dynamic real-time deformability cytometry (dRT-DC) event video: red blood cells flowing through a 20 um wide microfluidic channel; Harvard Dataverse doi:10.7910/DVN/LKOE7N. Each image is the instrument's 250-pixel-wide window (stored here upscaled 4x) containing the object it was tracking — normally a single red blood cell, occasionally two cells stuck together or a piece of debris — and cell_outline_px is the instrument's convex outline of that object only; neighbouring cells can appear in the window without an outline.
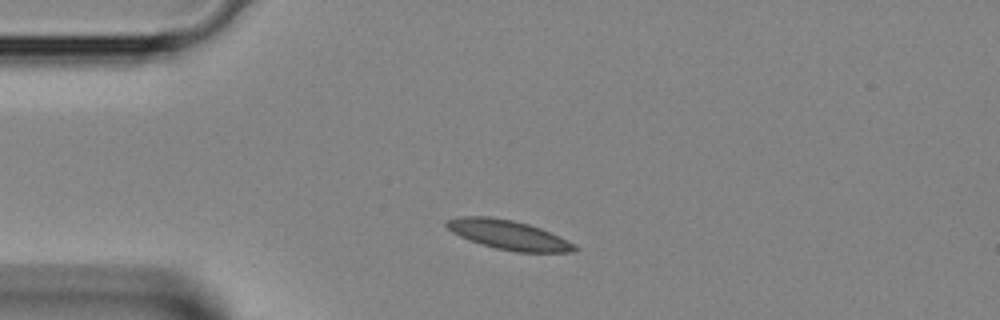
{"species": "Egyptian fruit bat (a non-hibernating species)", "species_latin": "Rousettus aegyptiacus", "temperature_condition": "room temperature", "stored_images_in_passage": 1, "camera_frame_rate_fps": 3000, "um_per_image_px": 0.085, "animal": {"sex": "female"}, "frame": {"image": 1, "passage_image": 1, "time_ms": 0.0, "image_size_px": [1000, 320], "cell_outline_px": [[580, 248], [576, 252], [516, 252], [496, 248], [480, 244], [460, 236], [452, 232], [444, 224], [444, 220], [456, 216], [488, 216], [512, 220], [528, 224], [540, 228], [576, 244]], "centroid_in_image_um": [43.2, 19.96], "position_along_channel_um": 41.8, "area_um2": 22.02}}